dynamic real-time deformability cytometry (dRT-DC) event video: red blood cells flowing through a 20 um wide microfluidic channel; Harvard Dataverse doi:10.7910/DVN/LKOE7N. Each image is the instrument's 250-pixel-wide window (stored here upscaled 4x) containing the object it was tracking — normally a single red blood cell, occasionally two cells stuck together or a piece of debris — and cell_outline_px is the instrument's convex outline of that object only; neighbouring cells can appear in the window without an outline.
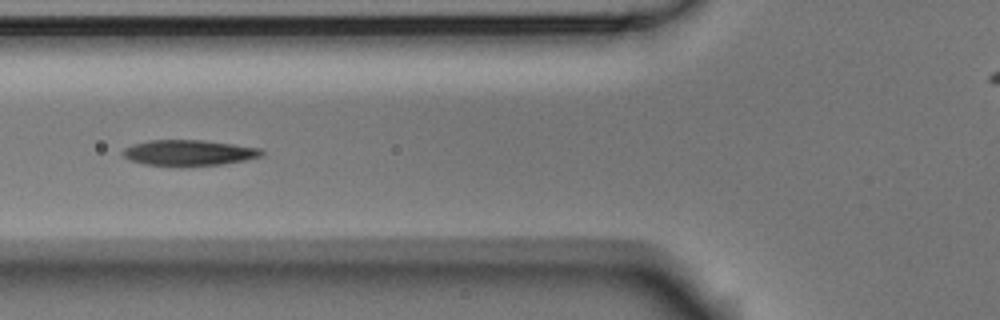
{"species": "Egyptian fruit bat (a non-hibernating species)", "species_latin": "Rousettus aegyptiacus", "temperature_condition": "room temperature", "stored_images_in_passage": 5, "camera_frame_rate_fps": 3000, "um_per_image_px": 0.085, "animal": {"sex": "male"}, "frame": {"image": 1, "passage_image": 5, "time_ms": 1.333, "image_size_px": [1000, 320], "cell_outline_px": [[264, 152], [260, 156], [244, 160], [220, 164], [180, 168], [144, 164], [128, 160], [124, 156], [124, 148], [132, 144], [148, 140], [204, 140], [260, 148]], "centroid_in_image_um": [15.99, 13.01], "position_along_channel_um": 109.8, "area_um2": 21.15}}